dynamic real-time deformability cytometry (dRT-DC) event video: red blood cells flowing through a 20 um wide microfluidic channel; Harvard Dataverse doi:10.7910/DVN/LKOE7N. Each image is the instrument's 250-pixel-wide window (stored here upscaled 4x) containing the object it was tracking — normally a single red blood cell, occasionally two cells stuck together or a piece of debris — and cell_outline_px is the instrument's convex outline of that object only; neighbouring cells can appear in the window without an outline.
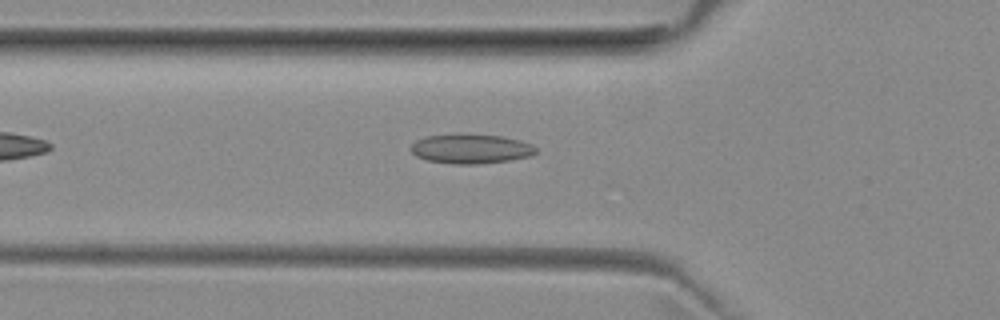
{"species": "common noctule bat (a hibernating species)", "species_latin": "Nyctalus noctula", "temperature_condition": "room temperature", "stored_images_in_passage": 33, "camera_frame_rate_fps": 3000, "um_per_image_px": 0.085, "animal": {"sex": "female", "body_mass_g": 29.2, "forearm_length_mm": 56.3}, "frame": {"image": 1, "passage_image": 2, "time_ms": 0.333, "image_size_px": [1000, 320], "cell_outline_px": [[536, 152], [528, 156], [508, 160], [476, 164], [452, 164], [428, 160], [416, 156], [412, 152], [412, 144], [416, 140], [424, 136], [504, 136], [520, 140], [532, 144], [536, 148]], "centroid_in_image_um": [40.03, 12.67], "position_along_channel_um": 85.8, "area_um2": 20.69}}
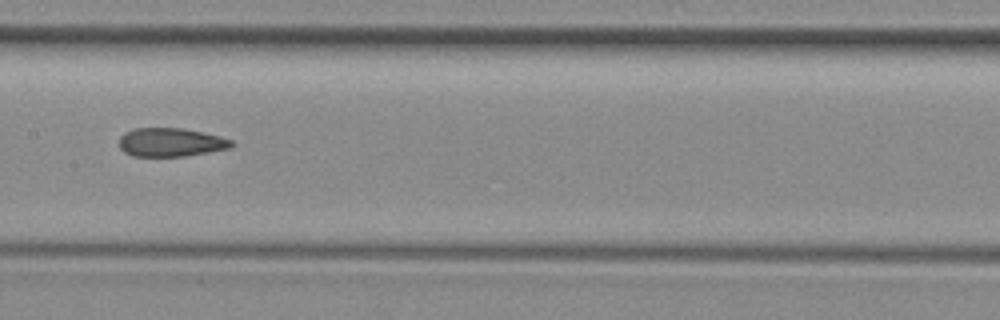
{"frame": {"image": 2, "passage_image": 10, "time_ms": 3.0, "image_size_px": [1000, 320], "cell_outline_px": [[236, 144], [232, 148], [184, 156], [132, 156], [124, 152], [120, 148], [120, 136], [124, 132], [136, 128], [184, 128], [232, 140]], "centroid_in_image_um": [14.51, 12.1], "position_along_channel_um": 192.9, "area_um2": 18.67}}
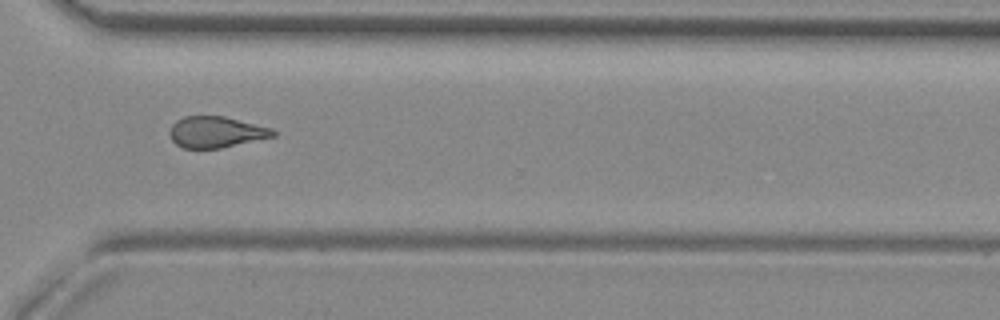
{"frame": {"image": 3, "passage_image": 22, "time_ms": 7.0, "image_size_px": [1000, 320], "cell_outline_px": [[276, 136], [220, 148], [184, 148], [176, 144], [172, 140], [168, 132], [172, 124], [176, 120], [184, 116], [224, 116], [272, 128], [276, 132]], "centroid_in_image_um": [18.35, 11.22], "position_along_channel_um": 352.2, "area_um2": 18.79}}